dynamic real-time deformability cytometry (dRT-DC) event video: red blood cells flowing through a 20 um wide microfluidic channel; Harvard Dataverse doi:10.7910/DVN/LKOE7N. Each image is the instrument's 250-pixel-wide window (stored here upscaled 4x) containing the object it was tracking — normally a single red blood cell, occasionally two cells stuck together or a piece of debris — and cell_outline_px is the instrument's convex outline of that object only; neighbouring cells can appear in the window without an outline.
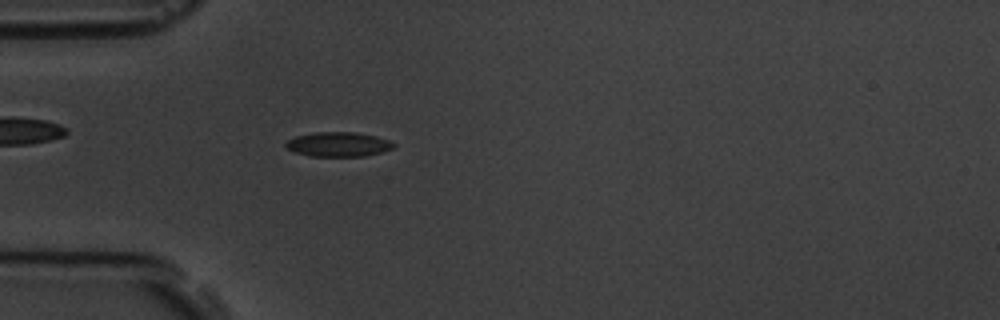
{"species": "common noctule bat (a hibernating species)", "species_latin": "Nyctalus noctula", "temperature_condition": "room temperature", "stored_images_in_passage": 3, "camera_frame_rate_fps": 3000, "um_per_image_px": 0.085, "animal": {"sex": "male", "body_mass_g": 19.5, "forearm_length_mm": 54.6}, "frame": {"image": 1, "passage_image": 3, "time_ms": 3.333, "image_size_px": [1000, 320], "cell_outline_px": [[396, 144], [392, 148], [380, 152], [364, 156], [308, 156], [296, 152], [288, 148], [284, 144], [288, 140], [296, 136], [312, 132], [356, 132], [376, 136], [388, 140]], "centroid_in_image_um": [28.74, 12.26], "position_along_channel_um": 56.3, "area_um2": 15.32}}